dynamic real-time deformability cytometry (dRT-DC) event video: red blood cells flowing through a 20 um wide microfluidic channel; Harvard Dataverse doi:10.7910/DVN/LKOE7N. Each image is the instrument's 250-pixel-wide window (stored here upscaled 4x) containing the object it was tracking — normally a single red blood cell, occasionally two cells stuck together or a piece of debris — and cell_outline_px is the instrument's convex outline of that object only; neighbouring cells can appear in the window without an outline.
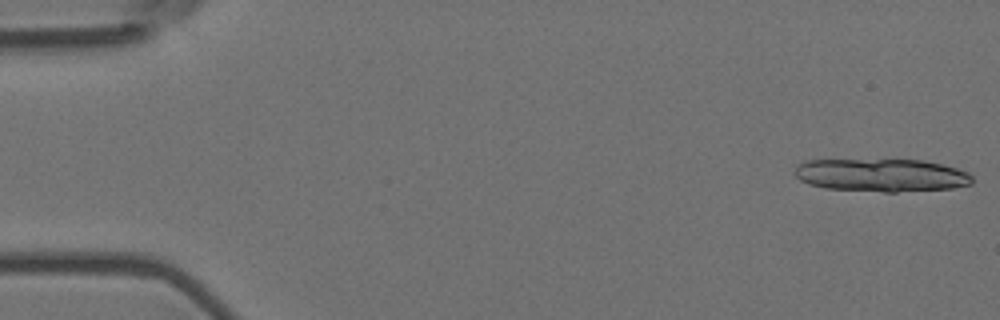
{"species": "Egyptian fruit bat (a non-hibernating species)", "species_latin": "Rousettus aegyptiacus", "temperature_condition": "room temperature", "stored_images_in_passage": 8, "camera_frame_rate_fps": 3000, "um_per_image_px": 0.085, "animal": {"sex": "female"}, "frame": {"image": 1, "passage_image": 1, "time_ms": 0.0, "image_size_px": [1000, 320], "cell_outline_px": [[972, 184], [952, 188], [896, 192], [884, 192], [824, 188], [808, 184], [800, 180], [792, 172], [796, 164], [804, 160], [924, 160], [956, 168], [968, 172], [972, 176]], "centroid_in_image_um": [74.87, 14.89], "position_along_channel_um": 10.1, "area_um2": 34.33}}